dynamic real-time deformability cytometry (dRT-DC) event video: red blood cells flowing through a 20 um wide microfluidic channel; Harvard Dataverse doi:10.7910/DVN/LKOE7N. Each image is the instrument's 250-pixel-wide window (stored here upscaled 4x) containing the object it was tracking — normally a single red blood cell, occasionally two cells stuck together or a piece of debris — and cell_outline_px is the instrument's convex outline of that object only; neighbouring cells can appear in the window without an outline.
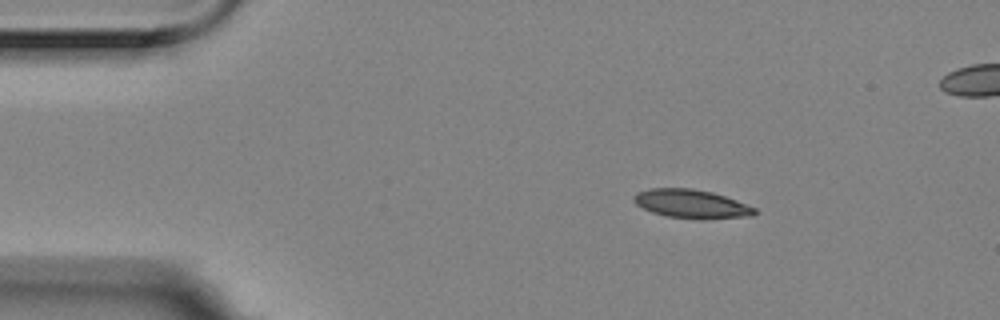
{"species": "Egyptian fruit bat (a non-hibernating species)", "species_latin": "Rousettus aegyptiacus", "temperature_condition": "room temperature", "stored_images_in_passage": 4, "camera_frame_rate_fps": 3000, "um_per_image_px": 0.085, "animal": {"sex": "female"}, "frame": {"image": 1, "passage_image": 1, "time_ms": 0.0, "image_size_px": [1000, 320], "cell_outline_px": [[756, 212], [752, 216], [704, 220], [700, 220], [668, 216], [652, 212], [636, 204], [632, 200], [632, 196], [636, 192], [648, 188], [692, 188], [712, 192], [736, 200], [756, 208]], "centroid_in_image_um": [58.75, 17.33], "position_along_channel_um": 26.2, "area_um2": 20.4}}